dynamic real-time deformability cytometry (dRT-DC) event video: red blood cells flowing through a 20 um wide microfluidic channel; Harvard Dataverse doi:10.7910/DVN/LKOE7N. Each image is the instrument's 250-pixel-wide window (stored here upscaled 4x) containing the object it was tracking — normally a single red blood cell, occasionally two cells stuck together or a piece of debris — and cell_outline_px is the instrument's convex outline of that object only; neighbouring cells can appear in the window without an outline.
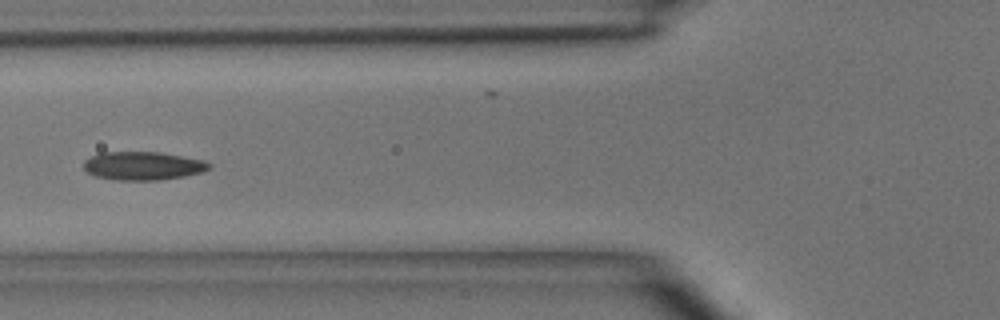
{"species": "common noctule bat (a hibernating species)", "species_latin": "Nyctalus noctula", "temperature_condition": "room temperature", "stored_images_in_passage": 5, "camera_frame_rate_fps": 3000, "um_per_image_px": 0.085, "animal": {"sex": "male", "body_mass_g": 15.6}, "frame": {"image": 1, "passage_image": 5, "time_ms": 5.333, "image_size_px": [1000, 320], "cell_outline_px": [[212, 164], [208, 168], [200, 172], [184, 176], [160, 180], [112, 180], [96, 176], [88, 172], [84, 168], [84, 160], [100, 152], [160, 152], [204, 160]], "centroid_in_image_um": [12.13, 14.09], "position_along_channel_um": 113.7, "area_um2": 20.69}}